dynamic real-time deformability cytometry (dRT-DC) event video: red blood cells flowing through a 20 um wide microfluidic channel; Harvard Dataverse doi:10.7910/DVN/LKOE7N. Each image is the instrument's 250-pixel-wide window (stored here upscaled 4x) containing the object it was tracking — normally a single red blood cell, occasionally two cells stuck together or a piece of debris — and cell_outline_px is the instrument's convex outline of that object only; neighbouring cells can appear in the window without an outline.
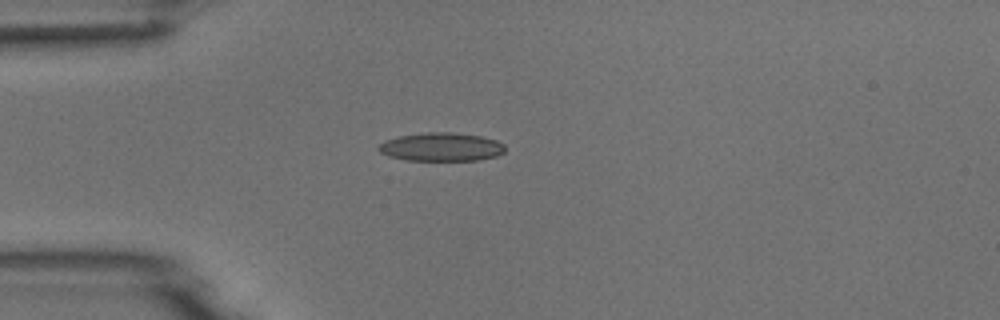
{"species": "common noctule bat (a hibernating species)", "species_latin": "Nyctalus noctula", "temperature_condition": "room temperature", "stored_images_in_passage": 5, "camera_frame_rate_fps": 3000, "um_per_image_px": 0.085, "animal": {"sex": "male", "body_mass_g": 18.8}, "frame": {"image": 1, "passage_image": 4, "time_ms": 4.333, "image_size_px": [1000, 320], "cell_outline_px": [[504, 152], [496, 156], [480, 160], [408, 160], [388, 156], [380, 152], [376, 148], [384, 140], [400, 136], [428, 132], [452, 132], [480, 136], [496, 140], [504, 144]], "centroid_in_image_um": [37.5, 12.49], "position_along_channel_um": 47.5, "area_um2": 20.92}}